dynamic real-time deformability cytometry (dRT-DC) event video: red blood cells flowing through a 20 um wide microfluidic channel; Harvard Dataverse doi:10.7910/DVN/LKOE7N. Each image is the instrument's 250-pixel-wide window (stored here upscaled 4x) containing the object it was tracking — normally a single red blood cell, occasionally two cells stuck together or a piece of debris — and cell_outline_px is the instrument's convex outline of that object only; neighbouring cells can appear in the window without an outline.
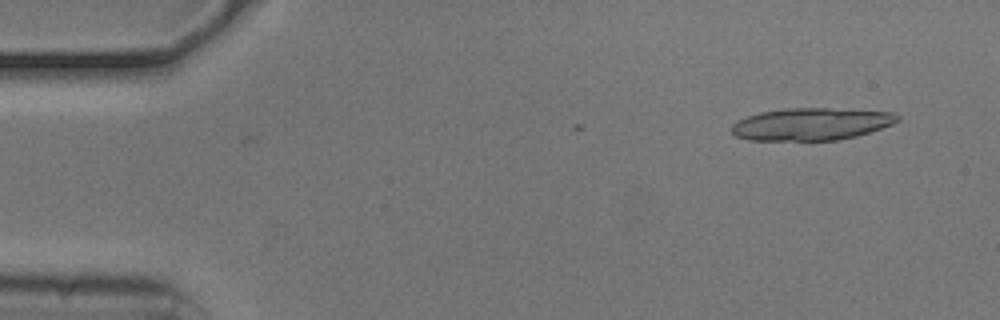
{"species": "common noctule bat (a hibernating species)", "species_latin": "Nyctalus noctula", "temperature_condition": "cold", "stored_images_in_passage": 9, "camera_frame_rate_fps": 3000, "um_per_image_px": 0.085, "animal": {"sex": "male", "body_mass_g": 20.5, "forearm_length_mm": 52.5}, "frame": {"image": 1, "passage_image": 9, "time_ms": 2.667, "image_size_px": [1000, 320], "cell_outline_px": [[900, 120], [892, 124], [856, 136], [836, 140], [748, 140], [736, 136], [732, 132], [732, 124], [736, 120], [760, 112], [788, 108], [828, 108], [892, 112], [900, 116]], "centroid_in_image_um": [68.94, 10.54], "position_along_channel_um": 16.1, "area_um2": 31.1}}